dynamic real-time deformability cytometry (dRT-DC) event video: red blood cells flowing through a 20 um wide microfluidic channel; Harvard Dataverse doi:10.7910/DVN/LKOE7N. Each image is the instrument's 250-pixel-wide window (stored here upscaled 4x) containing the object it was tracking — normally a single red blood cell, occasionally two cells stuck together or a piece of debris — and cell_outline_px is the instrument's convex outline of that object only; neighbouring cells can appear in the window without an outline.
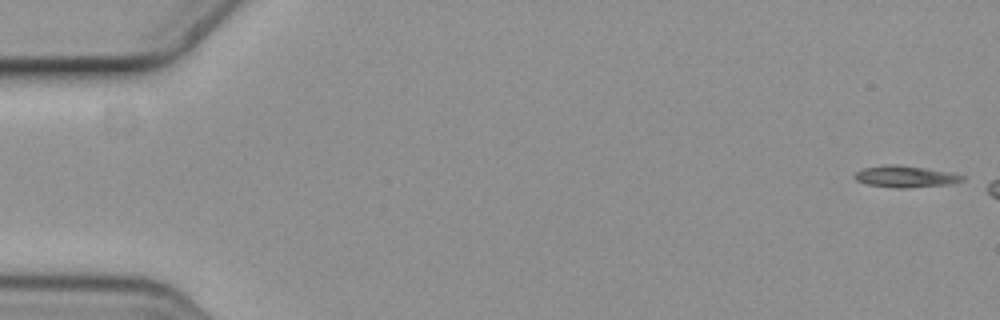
{"species": "common noctule bat (a hibernating species)", "species_latin": "Nyctalus noctula", "temperature_condition": "cold", "stored_images_in_passage": 3, "camera_frame_rate_fps": 3000, "um_per_image_px": 0.085, "animal": {"sex": "female", "body_mass_g": 19.3, "forearm_length_mm": 54.1}, "frame": {"image": 1, "passage_image": 1, "time_ms": 0.0, "image_size_px": [1000, 320], "cell_outline_px": [[964, 180], [948, 184], [904, 188], [900, 188], [868, 184], [856, 180], [852, 176], [856, 172], [864, 168], [884, 164], [896, 164], [924, 168], [948, 172], [964, 176]], "centroid_in_image_um": [76.91, 14.99], "position_along_channel_um": 8.1, "area_um2": 13.29}}